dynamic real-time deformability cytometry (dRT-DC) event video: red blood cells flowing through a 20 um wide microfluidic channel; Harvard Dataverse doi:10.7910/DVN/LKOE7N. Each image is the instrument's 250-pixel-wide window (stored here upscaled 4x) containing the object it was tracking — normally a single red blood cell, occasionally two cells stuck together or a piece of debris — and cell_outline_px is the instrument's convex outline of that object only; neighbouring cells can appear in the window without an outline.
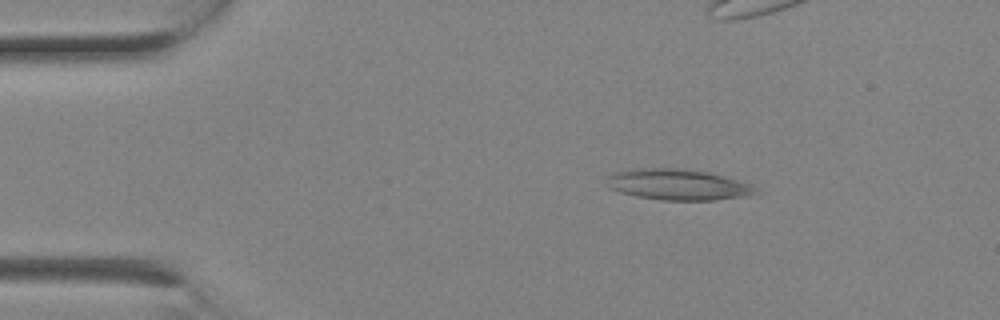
{"species": "Egyptian fruit bat (a non-hibernating species)", "species_latin": "Rousettus aegyptiacus", "temperature_condition": "room temperature", "stored_images_in_passage": 3, "camera_frame_rate_fps": 3000, "um_per_image_px": 0.085, "animal": {"sex": "female"}, "frame": {"image": 1, "passage_image": 1, "time_ms": 0.0, "image_size_px": [1000, 320], "cell_outline_px": [[756, 192], [748, 196], [716, 200], [660, 200], [636, 196], [620, 192], [608, 188], [604, 176], [612, 172], [628, 168], [680, 168], [708, 172], [724, 176], [752, 184], [756, 188]], "centroid_in_image_um": [57.54, 15.68], "position_along_channel_um": 27.5, "area_um2": 27.28}}